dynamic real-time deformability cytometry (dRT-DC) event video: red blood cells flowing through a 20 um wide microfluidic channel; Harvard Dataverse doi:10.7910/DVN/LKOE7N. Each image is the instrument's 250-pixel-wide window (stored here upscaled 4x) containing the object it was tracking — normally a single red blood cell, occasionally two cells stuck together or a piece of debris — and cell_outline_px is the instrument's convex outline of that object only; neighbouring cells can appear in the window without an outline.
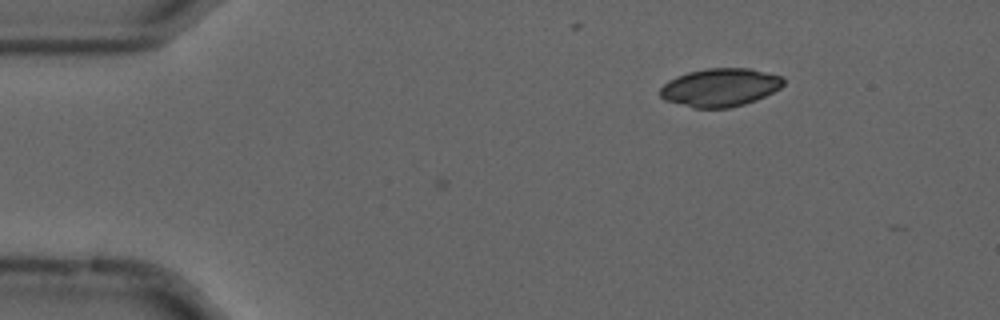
{"species": "common noctule bat (a hibernating species)", "species_latin": "Nyctalus noctula", "temperature_condition": "cold", "stored_images_in_passage": 2, "camera_frame_rate_fps": 3000, "um_per_image_px": 0.085, "animal": {"sex": "male", "forearm_length_mm": 52.5}, "frame": {"image": 1, "passage_image": 2, "time_ms": 0.333, "image_size_px": [1000, 320], "cell_outline_px": [[784, 84], [780, 88], [756, 100], [744, 104], [728, 108], [692, 108], [664, 100], [660, 96], [660, 88], [668, 80], [676, 76], [688, 72], [704, 68], [752, 68], [784, 76]], "centroid_in_image_um": [61.21, 7.42], "position_along_channel_um": 23.8, "area_um2": 27.74}}